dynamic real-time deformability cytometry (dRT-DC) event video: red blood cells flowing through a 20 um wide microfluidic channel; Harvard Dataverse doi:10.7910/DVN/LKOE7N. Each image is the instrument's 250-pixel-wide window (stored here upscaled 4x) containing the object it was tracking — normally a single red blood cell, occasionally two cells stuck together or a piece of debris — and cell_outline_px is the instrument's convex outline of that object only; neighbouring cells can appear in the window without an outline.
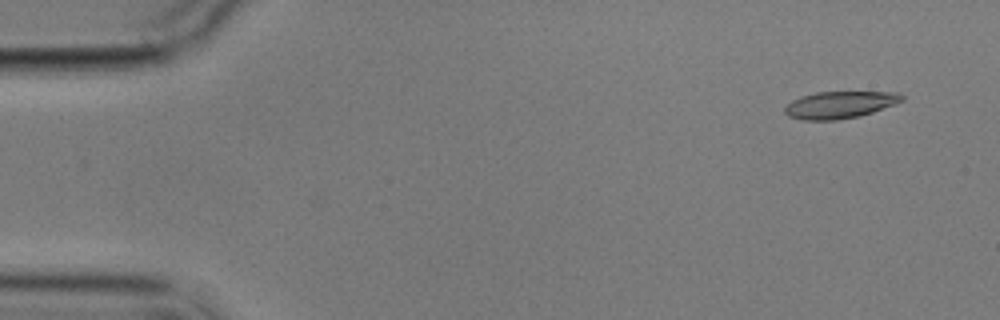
{"species": "common noctule bat (a hibernating species)", "species_latin": "Nyctalus noctula", "temperature_condition": "cold", "stored_images_in_passage": 6, "camera_frame_rate_fps": 3000, "um_per_image_px": 0.085, "animal": {"sex": "male", "body_mass_g": 17.9}, "frame": {"image": 1, "passage_image": 2, "time_ms": 1.0, "image_size_px": [1000, 320], "cell_outline_px": [[904, 100], [896, 104], [860, 116], [836, 120], [800, 120], [788, 116], [784, 112], [784, 108], [792, 100], [800, 96], [816, 92], [900, 92], [904, 96]], "centroid_in_image_um": [71.38, 8.91], "position_along_channel_um": 13.6, "area_um2": 18.61}}
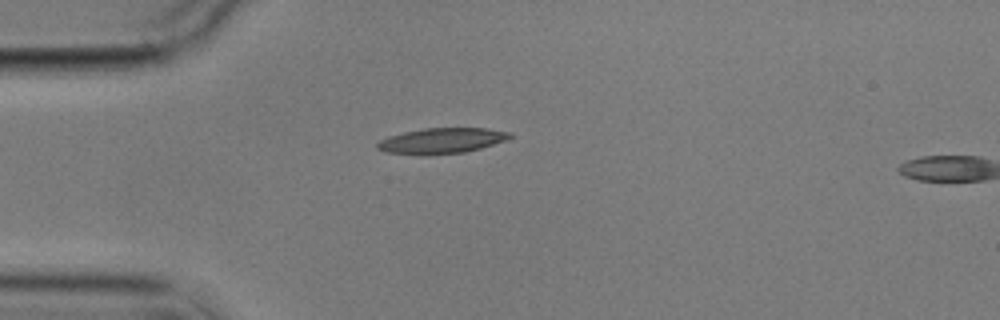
{"frame": {"image": 2, "passage_image": 5, "time_ms": 4.667, "image_size_px": [1000, 320], "cell_outline_px": [[512, 136], [504, 140], [480, 148], [464, 152], [384, 152], [376, 148], [376, 144], [380, 140], [388, 136], [404, 132], [424, 128], [488, 128], [512, 132]], "centroid_in_image_um": [37.57, 11.9], "position_along_channel_um": 47.4, "area_um2": 18.73}}